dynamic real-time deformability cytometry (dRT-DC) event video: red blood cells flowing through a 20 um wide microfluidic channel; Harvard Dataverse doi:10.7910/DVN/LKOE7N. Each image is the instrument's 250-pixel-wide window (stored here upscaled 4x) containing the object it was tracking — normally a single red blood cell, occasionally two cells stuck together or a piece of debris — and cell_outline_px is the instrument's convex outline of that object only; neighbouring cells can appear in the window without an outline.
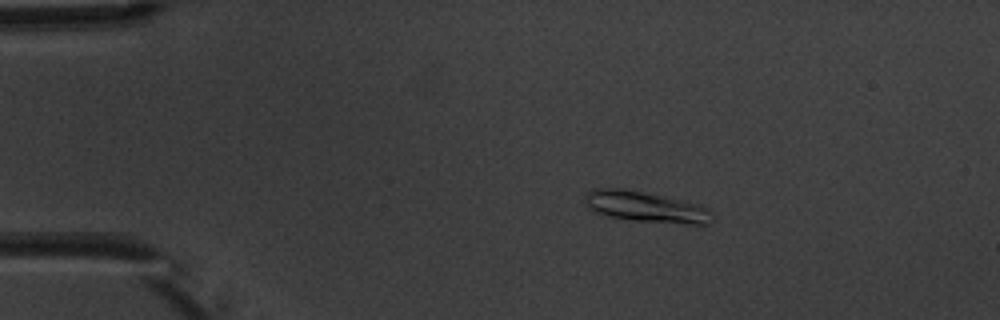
{"species": "common noctule bat (a hibernating species)", "species_latin": "Nyctalus noctula", "temperature_condition": "warm", "stored_images_in_passage": 4, "camera_frame_rate_fps": 3000, "um_per_image_px": 0.085, "animal": {"sex": "male", "body_mass_g": 20.1, "forearm_length_mm": 53.5}, "frame": {"image": 1, "passage_image": 1, "time_ms": 0.0, "image_size_px": [1000, 320], "cell_outline_px": [[712, 220], [708, 224], [688, 224], [628, 220], [608, 216], [596, 212], [588, 208], [588, 192], [592, 188], [624, 188], [644, 192], [680, 200], [696, 204], [708, 208], [712, 212]], "centroid_in_image_um": [54.91, 17.59], "position_along_channel_um": 30.1, "area_um2": 22.54}}